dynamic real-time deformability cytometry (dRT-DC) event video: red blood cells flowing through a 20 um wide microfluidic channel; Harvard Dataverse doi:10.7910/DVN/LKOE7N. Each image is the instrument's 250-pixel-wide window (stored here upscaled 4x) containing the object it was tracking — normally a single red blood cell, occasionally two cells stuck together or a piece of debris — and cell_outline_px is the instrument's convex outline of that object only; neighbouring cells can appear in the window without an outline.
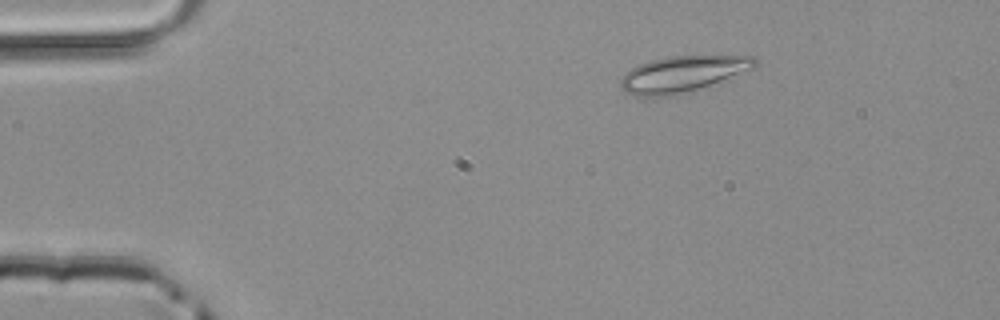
{"species": "common noctule bat (a hibernating species)", "species_latin": "Nyctalus noctula", "temperature_condition": "room temperature", "stored_images_in_passage": 43, "camera_frame_rate_fps": 3000, "um_per_image_px": 0.085, "animal": {"sex": "male", "body_mass_g": 20.4}, "frame": {"image": 1, "passage_image": 2, "time_ms": 0.333, "image_size_px": [1000, 320], "cell_outline_px": [[756, 64], [752, 68], [720, 80], [672, 96], [632, 96], [620, 88], [620, 80], [636, 64], [668, 56], [752, 56], [756, 60]], "centroid_in_image_um": [57.91, 6.28], "position_along_channel_um": 27.1, "area_um2": 27.4}}
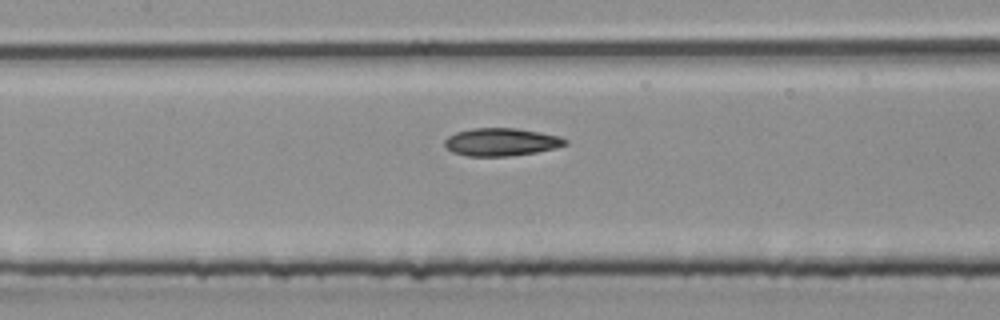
{"frame": {"image": 2, "passage_image": 17, "time_ms": 5.333, "image_size_px": [1000, 320], "cell_outline_px": [[568, 144], [556, 148], [536, 152], [508, 156], [468, 156], [452, 152], [444, 144], [444, 140], [448, 136], [456, 132], [472, 128], [516, 128], [540, 132], [560, 136], [568, 140]], "centroid_in_image_um": [42.62, 12.06], "position_along_channel_um": 164.8, "area_um2": 19.59}}
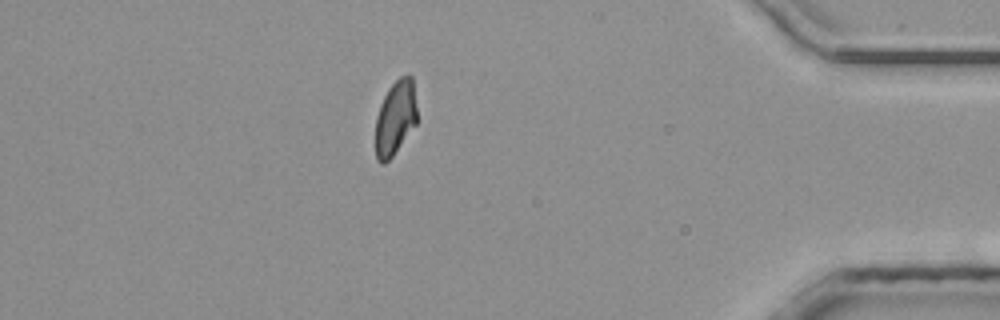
{"frame": {"image": 3, "passage_image": 37, "time_ms": 12.0, "image_size_px": [1000, 320], "cell_outline_px": [[416, 124], [392, 156], [384, 164], [380, 164], [376, 160], [376, 116], [380, 104], [388, 88], [400, 76], [408, 72], [412, 76], [416, 104]], "centroid_in_image_um": [33.6, 9.98], "position_along_channel_um": 401.6, "area_um2": 18.09}}